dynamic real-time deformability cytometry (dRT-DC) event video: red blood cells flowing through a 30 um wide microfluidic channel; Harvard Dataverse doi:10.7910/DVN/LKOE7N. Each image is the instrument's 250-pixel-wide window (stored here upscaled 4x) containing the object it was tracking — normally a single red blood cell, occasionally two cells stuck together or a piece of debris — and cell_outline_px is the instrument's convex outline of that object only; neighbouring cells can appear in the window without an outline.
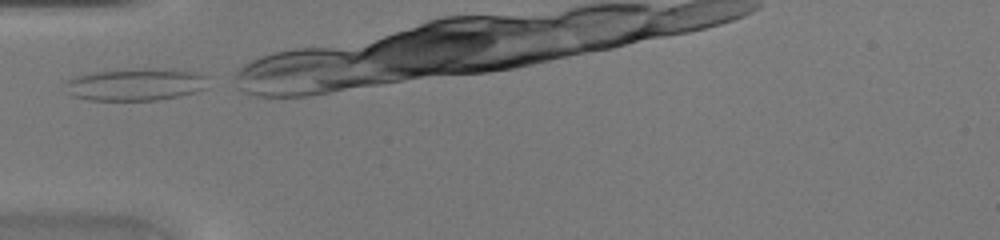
{"species": "common noctule bat (a hibernating species)", "species_latin": "Nyctalus noctula", "temperature_condition": "warm", "stored_images_in_passage": 22, "camera_frame_rate_fps": 3000, "um_per_image_px": 0.085, "animal": {"sex": "female", "body_mass_g": 20.0, "forearm_length_mm": 54.0}, "frame": {"image": 1, "passage_image": 1, "time_ms": 0.0, "image_size_px": [1000, 240], "cell_outline_px": [[208, 76], [204, 88], [196, 92], [180, 96], [156, 100], [88, 100], [72, 96], [64, 92], [64, 84], [72, 76], [96, 72], [140, 68], [144, 68], [200, 72]], "centroid_in_image_um": [11.48, 7.18], "position_along_channel_um": 73.5, "area_um2": 27.05}}